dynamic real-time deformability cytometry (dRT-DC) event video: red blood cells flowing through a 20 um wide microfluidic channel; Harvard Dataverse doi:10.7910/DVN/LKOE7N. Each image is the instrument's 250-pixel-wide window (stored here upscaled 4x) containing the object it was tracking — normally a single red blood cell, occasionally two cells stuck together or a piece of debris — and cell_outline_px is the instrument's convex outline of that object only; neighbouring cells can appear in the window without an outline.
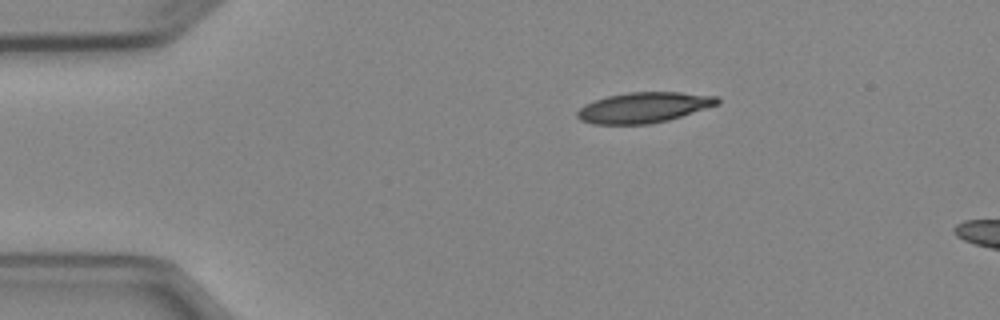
{"species": "Egyptian fruit bat (a non-hibernating species)", "species_latin": "Rousettus aegyptiacus", "temperature_condition": "cold", "stored_images_in_passage": 3, "camera_frame_rate_fps": 3000, "um_per_image_px": 0.085, "animal": {"sex": "female"}, "frame": {"image": 1, "passage_image": 1, "time_ms": 0.0, "image_size_px": [1000, 320], "cell_outline_px": [[720, 104], [668, 120], [648, 124], [592, 124], [580, 120], [576, 116], [576, 112], [584, 104], [608, 96], [628, 92], [680, 92], [720, 96]], "centroid_in_image_um": [54.74, 9.13], "position_along_channel_um": 30.3, "area_um2": 24.97}}